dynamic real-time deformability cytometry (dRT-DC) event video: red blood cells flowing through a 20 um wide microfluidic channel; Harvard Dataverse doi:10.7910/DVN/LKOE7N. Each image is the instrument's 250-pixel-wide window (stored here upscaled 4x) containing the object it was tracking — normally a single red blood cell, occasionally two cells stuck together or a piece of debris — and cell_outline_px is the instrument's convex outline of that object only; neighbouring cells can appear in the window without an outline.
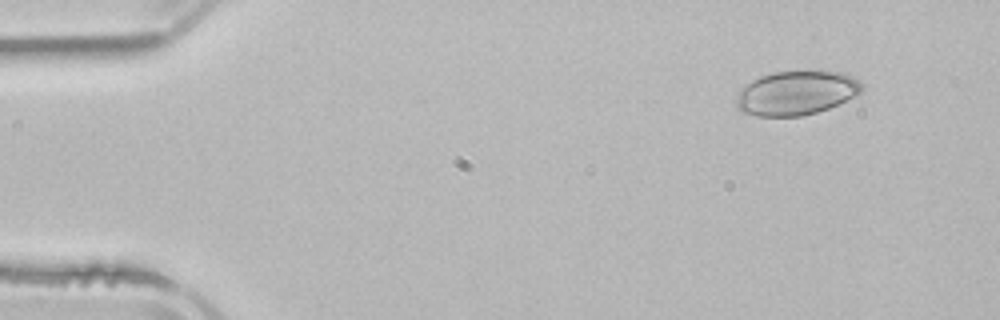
{"species": "common noctule bat (a hibernating species)", "species_latin": "Nyctalus noctula", "temperature_condition": "room temperature", "stored_images_in_passage": 5, "camera_frame_rate_fps": 3000, "um_per_image_px": 0.085, "animal": {"sex": "male", "body_mass_g": 21.5, "forearm_length_mm": 52.0}, "frame": {"image": 1, "passage_image": 2, "time_ms": 1.0, "image_size_px": [1000, 320], "cell_outline_px": [[864, 88], [856, 96], [828, 108], [816, 112], [800, 116], [756, 116], [744, 112], [736, 108], [736, 100], [740, 88], [744, 84], [760, 76], [772, 72], [820, 68], [840, 72], [852, 76]], "centroid_in_image_um": [67.67, 7.86], "position_along_channel_um": 17.3, "area_um2": 33.0}}